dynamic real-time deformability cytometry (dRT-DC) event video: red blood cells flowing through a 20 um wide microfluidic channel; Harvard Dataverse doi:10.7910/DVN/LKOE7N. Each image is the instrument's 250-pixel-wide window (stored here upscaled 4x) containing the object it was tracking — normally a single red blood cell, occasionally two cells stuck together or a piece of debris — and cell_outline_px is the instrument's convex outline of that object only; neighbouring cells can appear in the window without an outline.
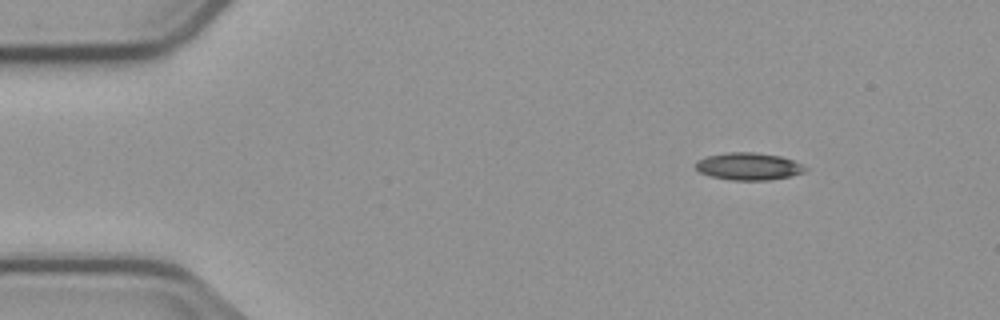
{"species": "common noctule bat (a hibernating species)", "species_latin": "Nyctalus noctula", "temperature_condition": "cold", "stored_images_in_passage": 5, "camera_frame_rate_fps": 3000, "um_per_image_px": 0.085, "animal": {"sex": "male", "body_mass_g": 23.1, "forearm_length_mm": 52.7}, "frame": {"image": 1, "passage_image": 2, "time_ms": 1.333, "image_size_px": [1000, 320], "cell_outline_px": [[808, 168], [804, 172], [788, 176], [768, 180], [732, 180], [712, 176], [700, 172], [696, 168], [696, 160], [708, 156], [724, 152], [756, 152], [780, 156], [804, 164]], "centroid_in_image_um": [63.64, 14.13], "position_along_channel_um": 21.4, "area_um2": 17.4}}